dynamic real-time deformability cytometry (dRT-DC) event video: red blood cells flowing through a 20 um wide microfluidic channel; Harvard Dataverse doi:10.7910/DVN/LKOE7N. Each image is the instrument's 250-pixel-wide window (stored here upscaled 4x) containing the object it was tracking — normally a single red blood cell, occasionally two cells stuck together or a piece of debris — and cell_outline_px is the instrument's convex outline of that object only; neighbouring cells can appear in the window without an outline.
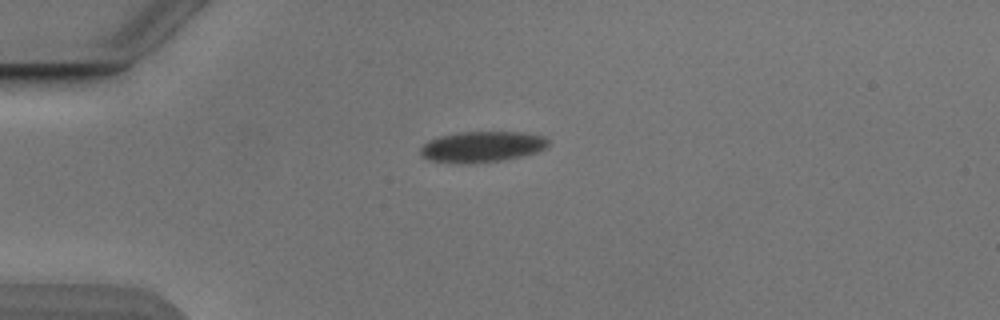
{"species": "Egyptian fruit bat (a non-hibernating species)", "species_latin": "Rousettus aegyptiacus", "temperature_condition": "cold", "stored_images_in_passage": 42, "camera_frame_rate_fps": 3000, "um_per_image_px": 0.085, "animal": {"sex": "male"}, "frame": {"image": 1, "passage_image": 1, "time_ms": 0.0, "image_size_px": [1000, 320], "cell_outline_px": [[548, 144], [544, 148], [536, 152], [520, 156], [500, 160], [432, 160], [424, 156], [420, 152], [420, 148], [428, 140], [440, 136], [460, 132], [520, 132], [544, 136], [548, 140]], "centroid_in_image_um": [41.02, 12.4], "position_along_channel_um": 44.0, "area_um2": 21.62}}
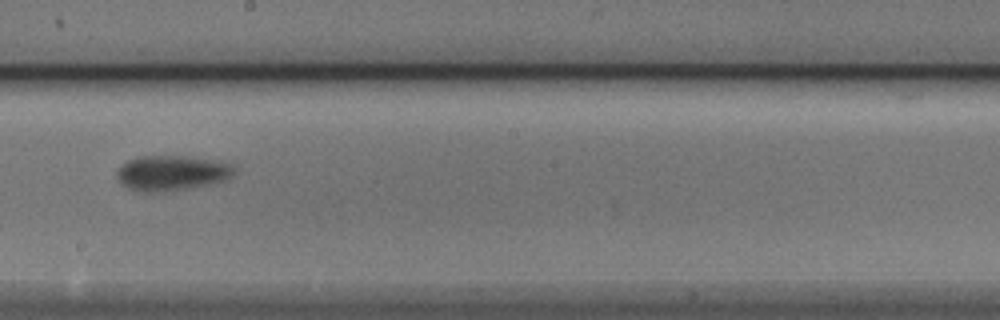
{"frame": {"image": 2, "passage_image": 18, "time_ms": 5.667, "image_size_px": [1000, 320], "cell_outline_px": [[236, 172], [224, 180], [208, 184], [188, 188], [156, 192], [140, 192], [128, 188], [116, 176], [116, 172], [128, 160], [136, 156], [188, 156], [220, 160], [232, 164]], "centroid_in_image_um": [14.62, 14.68], "position_along_channel_um": 233.6, "area_um2": 23.99}}
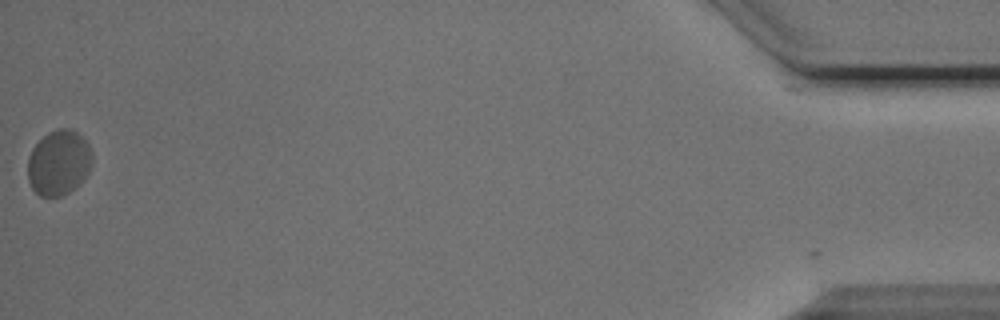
{"frame": {"image": 3, "passage_image": 41, "time_ms": 13.333, "image_size_px": [1000, 320], "cell_outline_px": [[92, 164], [88, 172], [80, 184], [68, 192], [60, 196], [40, 196], [32, 188], [28, 180], [28, 156], [32, 148], [48, 132], [56, 128], [72, 128], [88, 144], [92, 156]], "centroid_in_image_um": [4.99, 13.82], "position_along_channel_um": 430.2, "area_um2": 24.45}, "authors_computed_cell_mechanics": {"area_um2": 22.9177, "velocity_mm_per_s": 3.8104, "shape_relaxation_time_tau1_ms": 3.0338, "shape_relaxation_time_tau2_ms": null, "deformation_change_tau1": 0.0989, "deformation_change_tau2": null}}